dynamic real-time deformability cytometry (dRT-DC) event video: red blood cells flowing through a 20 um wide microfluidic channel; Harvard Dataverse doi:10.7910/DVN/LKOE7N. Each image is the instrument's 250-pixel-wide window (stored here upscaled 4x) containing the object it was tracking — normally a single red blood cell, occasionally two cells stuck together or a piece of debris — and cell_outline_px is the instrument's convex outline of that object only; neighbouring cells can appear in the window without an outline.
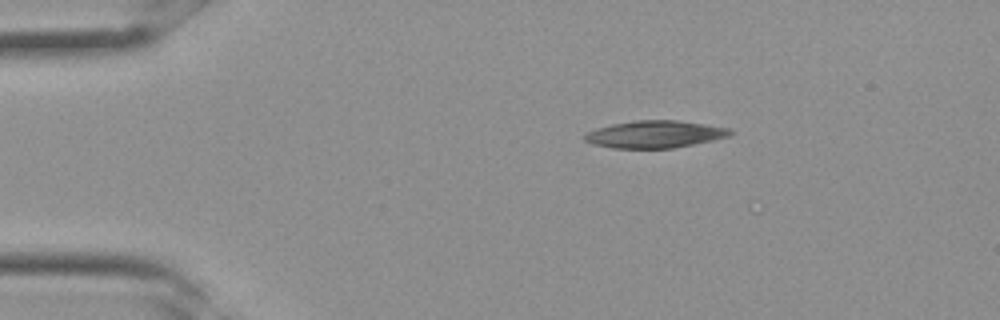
{"species": "Egyptian fruit bat (a non-hibernating species)", "species_latin": "Rousettus aegyptiacus", "temperature_condition": "room temperature", "stored_images_in_passage": 2, "camera_frame_rate_fps": 3000, "um_per_image_px": 0.085, "frame": {"image": 1, "passage_image": 1, "time_ms": 0.0, "image_size_px": [1000, 320], "cell_outline_px": [[736, 132], [732, 136], [672, 148], [612, 148], [592, 144], [584, 140], [584, 136], [588, 132], [596, 128], [612, 124], [636, 120], [676, 120], [732, 128]], "centroid_in_image_um": [55.71, 11.41], "position_along_channel_um": 29.3, "area_um2": 23.18}}